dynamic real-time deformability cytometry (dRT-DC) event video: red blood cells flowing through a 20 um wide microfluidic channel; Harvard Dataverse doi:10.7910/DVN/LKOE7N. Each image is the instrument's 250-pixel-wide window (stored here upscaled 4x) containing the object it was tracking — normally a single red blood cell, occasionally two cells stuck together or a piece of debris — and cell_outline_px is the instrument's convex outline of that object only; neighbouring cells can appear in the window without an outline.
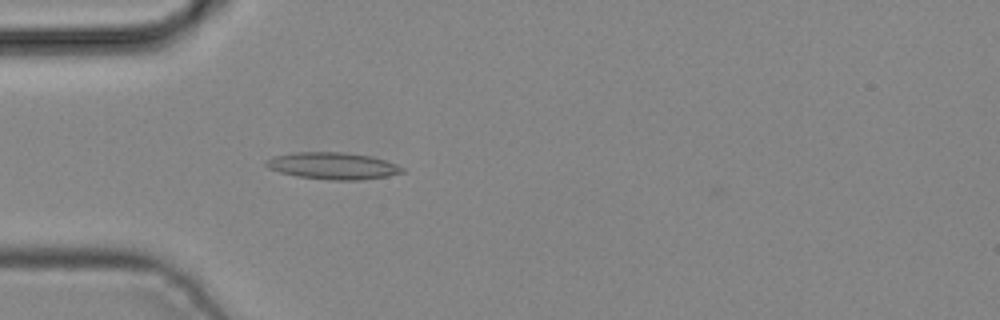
{"species": "common noctule bat (a hibernating species)", "species_latin": "Nyctalus noctula", "temperature_condition": "cold", "stored_images_in_passage": 4, "camera_frame_rate_fps": 3000, "um_per_image_px": 0.085, "animal": {"sex": "male", "body_mass_g": 19.2, "forearm_length_mm": 51.8}, "frame": {"image": 1, "passage_image": 4, "time_ms": 1.0, "image_size_px": [1000, 320], "cell_outline_px": [[404, 172], [388, 176], [360, 180], [332, 180], [296, 176], [280, 172], [268, 168], [264, 164], [264, 160], [272, 156], [296, 152], [344, 152], [372, 156], [396, 164], [404, 168]], "centroid_in_image_um": [28.27, 14.09], "position_along_channel_um": 56.7, "area_um2": 21.44}}